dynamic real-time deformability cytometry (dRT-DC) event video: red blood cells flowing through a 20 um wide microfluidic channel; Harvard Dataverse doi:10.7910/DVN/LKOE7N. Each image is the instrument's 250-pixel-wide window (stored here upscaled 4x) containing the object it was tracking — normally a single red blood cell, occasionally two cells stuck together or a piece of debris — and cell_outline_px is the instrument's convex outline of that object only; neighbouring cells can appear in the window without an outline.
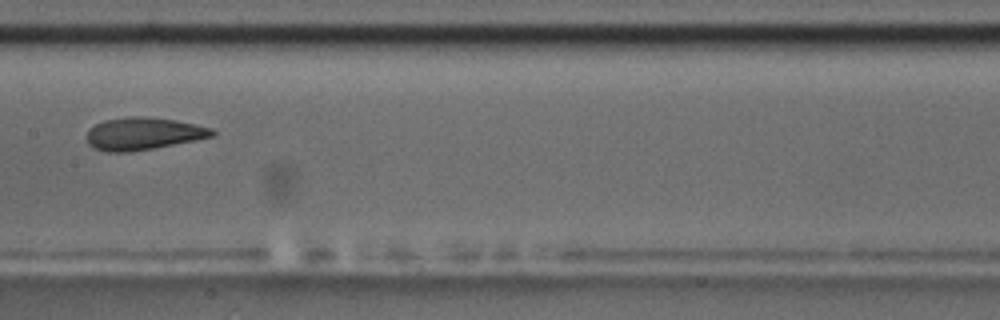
{"species": "common noctule bat (a hibernating species)", "species_latin": "Nyctalus noctula", "temperature_condition": "room temperature", "stored_images_in_passage": 4, "camera_frame_rate_fps": 3000, "um_per_image_px": 0.085, "animal": {"sex": "male", "body_mass_g": 17.5, "forearm_length_mm": 52.3}, "frame": {"image": 1, "passage_image": 4, "time_ms": 3.667, "image_size_px": [1000, 320], "cell_outline_px": [[216, 132], [212, 136], [196, 140], [152, 148], [128, 152], [108, 152], [92, 148], [88, 144], [84, 136], [88, 128], [104, 120], [128, 116], [144, 116], [176, 120], [196, 124], [212, 128]], "centroid_in_image_um": [12.11, 11.35], "position_along_channel_um": 195.3, "area_um2": 23.93}}